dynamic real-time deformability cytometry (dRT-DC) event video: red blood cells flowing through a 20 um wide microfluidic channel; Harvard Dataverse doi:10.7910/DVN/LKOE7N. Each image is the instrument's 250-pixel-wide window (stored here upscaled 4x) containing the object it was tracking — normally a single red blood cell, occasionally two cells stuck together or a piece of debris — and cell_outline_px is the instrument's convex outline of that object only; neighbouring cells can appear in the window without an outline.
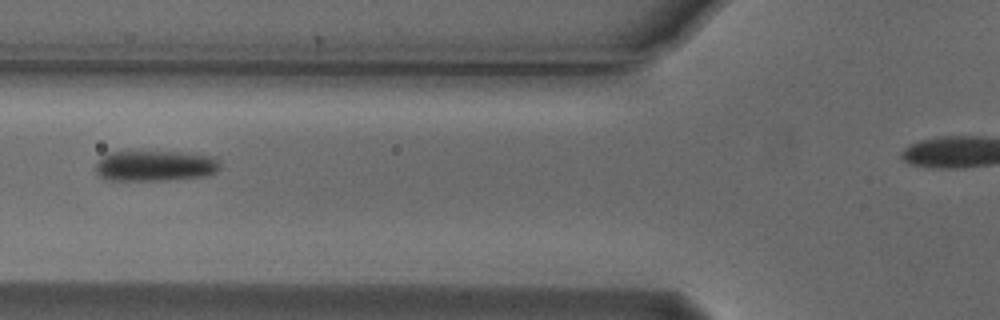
{"species": "Egyptian fruit bat (a non-hibernating species)", "species_latin": "Rousettus aegyptiacus", "temperature_condition": "cold", "stored_images_in_passage": 5, "camera_frame_rate_fps": 3000, "um_per_image_px": 0.085, "animal": {"sex": "male"}, "frame": {"image": 1, "passage_image": 2, "time_ms": 0.333, "image_size_px": [1000, 320], "cell_outline_px": [[220, 168], [216, 172], [204, 176], [168, 180], [112, 180], [100, 176], [96, 172], [96, 160], [108, 152], [180, 152], [216, 156], [220, 164]], "centroid_in_image_um": [13.2, 14.09], "position_along_channel_um": 112.6, "area_um2": 22.31}}
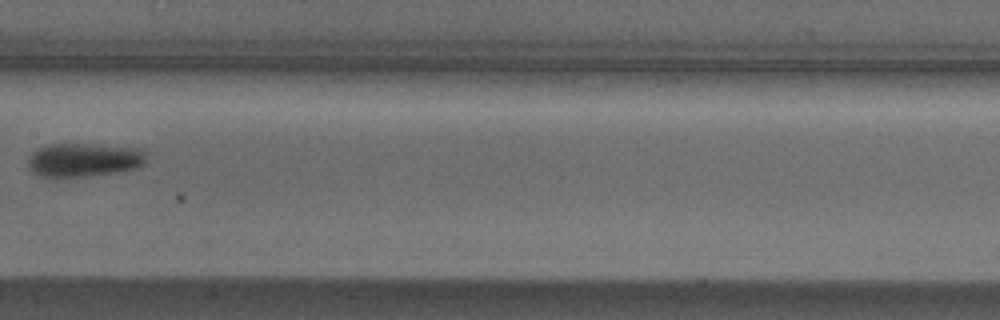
{"frame": {"image": 2, "passage_image": 4, "time_ms": 1.0, "image_size_px": [1000, 320], "cell_outline_px": [[148, 152], [144, 164], [136, 168], [120, 172], [56, 180], [52, 180], [40, 176], [32, 172], [28, 168], [28, 160], [32, 152], [48, 144], [84, 144], [140, 148]], "centroid_in_image_um": [7.1, 13.63], "position_along_channel_um": 200.3, "area_um2": 23.99}}
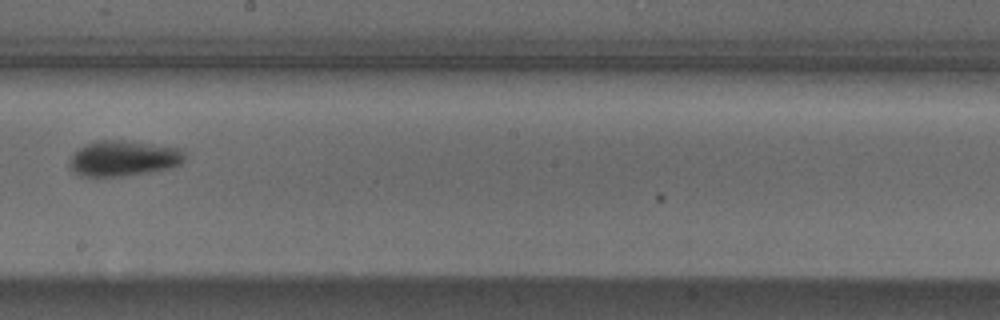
{"frame": {"image": 3, "passage_image": 5, "time_ms": 1.333, "image_size_px": [1000, 320], "cell_outline_px": [[184, 160], [180, 164], [168, 168], [152, 172], [124, 176], [80, 176], [72, 172], [68, 164], [72, 156], [84, 144], [96, 140], [124, 140], [184, 148]], "centroid_in_image_um": [10.5, 13.45], "position_along_channel_um": 237.7, "area_um2": 24.1}}